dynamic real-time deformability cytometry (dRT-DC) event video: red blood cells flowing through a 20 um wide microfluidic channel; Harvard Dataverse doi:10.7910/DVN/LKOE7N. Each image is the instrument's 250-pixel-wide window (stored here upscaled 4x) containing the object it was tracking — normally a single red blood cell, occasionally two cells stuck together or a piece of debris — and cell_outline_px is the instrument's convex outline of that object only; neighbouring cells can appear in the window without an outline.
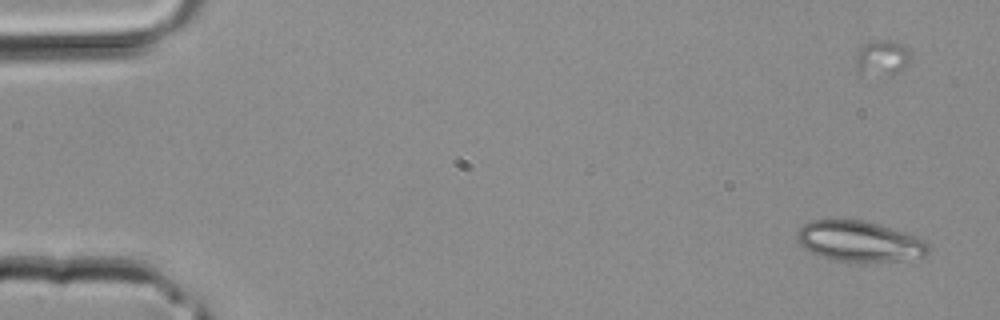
{"species": "common noctule bat (a hibernating species)", "species_latin": "Nyctalus noctula", "temperature_condition": "room temperature", "stored_images_in_passage": 3, "camera_frame_rate_fps": 3000, "um_per_image_px": 0.085, "animal": {"sex": "male", "body_mass_g": 20.4}, "frame": {"image": 1, "passage_image": 3, "time_ms": 0.667, "image_size_px": [1000, 320], "cell_outline_px": [[932, 248], [924, 256], [896, 260], [832, 260], [812, 252], [804, 248], [796, 240], [796, 232], [804, 224], [812, 220], [860, 220], [880, 224], [916, 236], [932, 244]], "centroid_in_image_um": [73.06, 20.49], "position_along_channel_um": 11.9, "area_um2": 30.58}}